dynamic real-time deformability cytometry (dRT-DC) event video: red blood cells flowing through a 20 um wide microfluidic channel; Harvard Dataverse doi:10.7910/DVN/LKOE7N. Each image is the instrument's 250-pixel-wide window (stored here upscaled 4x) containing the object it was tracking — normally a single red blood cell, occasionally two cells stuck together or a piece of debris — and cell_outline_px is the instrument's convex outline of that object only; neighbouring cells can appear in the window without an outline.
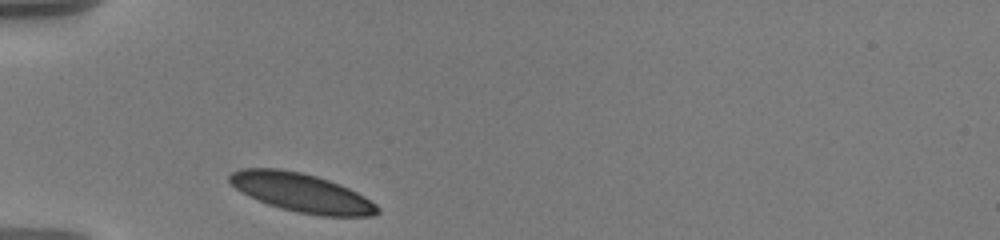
{"species": "human", "species_latin": "Homo sapiens", "temperature_condition": "warm", "stored_images_in_passage": 25, "camera_frame_rate_fps": 3000, "um_per_image_px": 0.085, "donor": {"sex": "male"}, "frame": {"image": 1, "passage_image": 1, "time_ms": 0.0, "image_size_px": [1000, 240], "cell_outline_px": [[380, 212], [372, 216], [320, 216], [280, 208], [268, 204], [248, 196], [236, 188], [228, 180], [228, 176], [232, 172], [240, 168], [280, 168], [300, 172], [316, 176], [328, 180], [348, 188], [364, 196], [376, 204], [380, 208]], "centroid_in_image_um": [25.62, 16.37], "position_along_channel_um": 59.4, "area_um2": 33.23}}
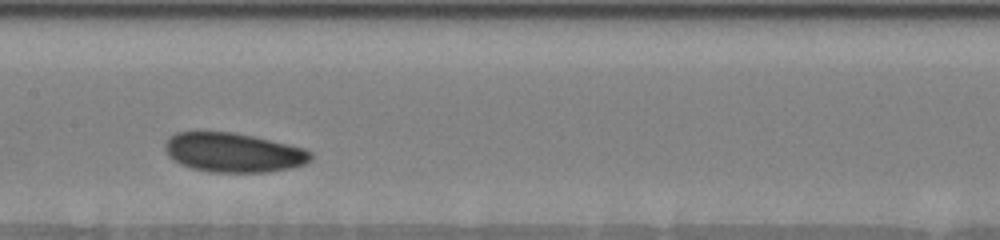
{"frame": {"image": 2, "passage_image": 15, "time_ms": 4.0, "image_size_px": [1000, 240], "cell_outline_px": [[312, 160], [304, 164], [292, 168], [268, 172], [212, 172], [192, 168], [180, 164], [168, 156], [164, 148], [164, 144], [168, 136], [176, 132], [236, 132], [288, 144], [304, 148], [312, 152]], "centroid_in_image_um": [19.83, 12.96], "position_along_channel_um": 187.6, "area_um2": 33.64}}
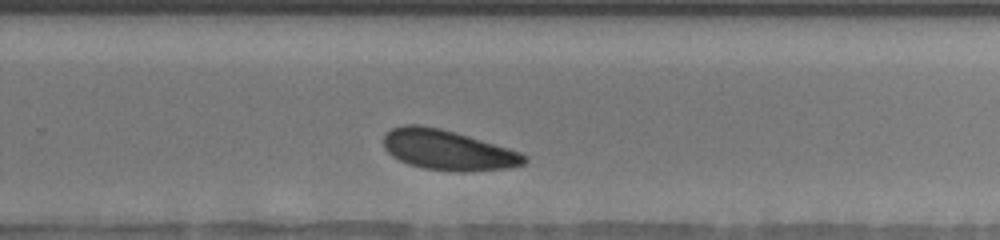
{"frame": {"image": 3, "passage_image": 25, "time_ms": 7.0, "image_size_px": [1000, 240], "cell_outline_px": [[528, 160], [524, 164], [512, 168], [464, 172], [452, 172], [420, 168], [408, 164], [392, 156], [384, 148], [384, 136], [392, 128], [404, 124], [420, 124], [440, 128], [508, 148], [520, 152], [528, 156]], "centroid_in_image_um": [38.07, 12.77], "position_along_channel_um": 291.7, "area_um2": 33.12}}